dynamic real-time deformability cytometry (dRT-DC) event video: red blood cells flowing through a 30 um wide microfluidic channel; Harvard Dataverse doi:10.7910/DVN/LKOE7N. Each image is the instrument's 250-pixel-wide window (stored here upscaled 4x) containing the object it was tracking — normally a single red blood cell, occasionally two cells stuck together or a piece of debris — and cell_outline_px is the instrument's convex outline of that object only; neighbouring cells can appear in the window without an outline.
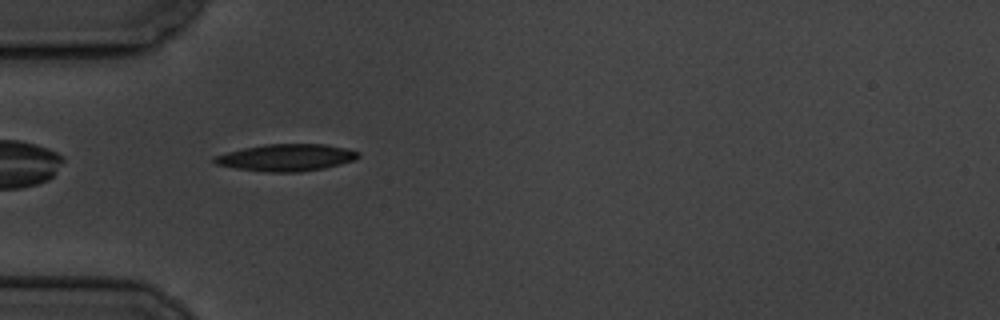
{"species": "common noctule bat (a hibernating species)", "species_latin": "Nyctalus noctula", "temperature_condition": "cold", "stored_images_in_passage": 37, "camera_frame_rate_fps": 3000, "um_per_image_px": 0.085, "animal": {"sex": "male", "body_mass_g": 19.5, "forearm_length_mm": 54.6}, "frame": {"image": 1, "passage_image": 1, "time_ms": 0.0, "image_size_px": [1000, 320], "cell_outline_px": [[360, 156], [356, 160], [324, 168], [300, 172], [268, 172], [236, 168], [216, 164], [212, 160], [212, 156], [244, 148], [264, 144], [324, 144], [348, 148], [360, 152]], "centroid_in_image_um": [24.37, 13.39], "position_along_channel_um": 60.6, "area_um2": 22.72}}
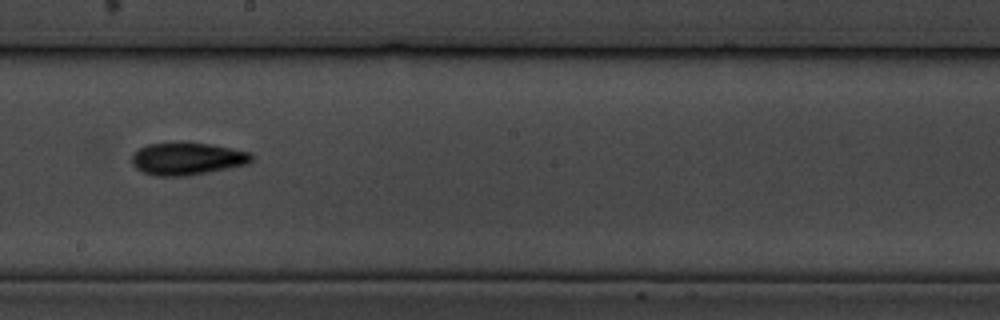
{"frame": {"image": 2, "passage_image": 16, "time_ms": 5.0, "image_size_px": [1000, 320], "cell_outline_px": [[252, 160], [248, 164], [188, 176], [156, 176], [144, 172], [136, 168], [132, 164], [132, 152], [148, 144], [208, 144], [232, 148], [252, 152]], "centroid_in_image_um": [15.92, 13.51], "position_along_channel_um": 232.3, "area_um2": 22.25}}
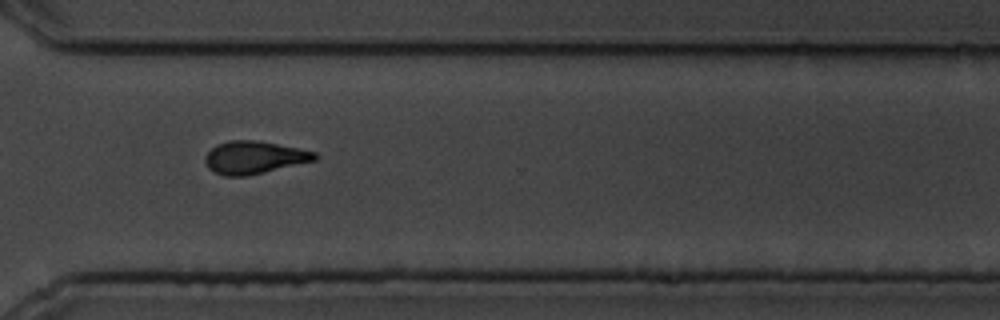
{"frame": {"image": 3, "passage_image": 26, "time_ms": 8.333, "image_size_px": [1000, 320], "cell_outline_px": [[320, 156], [316, 160], [248, 176], [224, 176], [208, 168], [204, 160], [204, 156], [216, 144], [228, 140], [256, 140], [300, 148], [316, 152]], "centroid_in_image_um": [21.61, 13.38], "position_along_channel_um": 349.0, "area_um2": 21.04}, "authors_computed_cell_mechanics": {"area_um2": 20.9814, "velocity_mm_per_s": 3.5043, "shape_relaxation_time_tau1_ms": 3.9836, "shape_relaxation_time_tau2_ms": 3.6058, "deformation_change_tau1": 0.1665, "deformation_change_tau2": 0.1172}}